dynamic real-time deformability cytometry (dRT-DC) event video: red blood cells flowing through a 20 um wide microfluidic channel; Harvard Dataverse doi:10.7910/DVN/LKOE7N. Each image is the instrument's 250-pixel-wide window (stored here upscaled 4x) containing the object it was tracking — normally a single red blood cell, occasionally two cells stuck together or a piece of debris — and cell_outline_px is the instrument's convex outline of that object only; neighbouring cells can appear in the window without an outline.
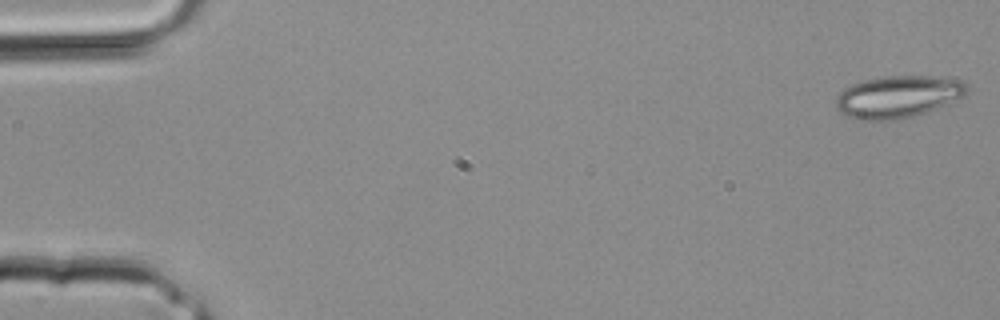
{"species": "common noctule bat (a hibernating species)", "species_latin": "Nyctalus noctula", "temperature_condition": "room temperature", "stored_images_in_passage": 3, "camera_frame_rate_fps": 3000, "um_per_image_px": 0.085, "animal": {"sex": "male", "body_mass_g": 20.4}, "frame": {"image": 1, "passage_image": 1, "time_ms": 0.0, "image_size_px": [1000, 320], "cell_outline_px": [[968, 92], [964, 96], [936, 108], [900, 120], [864, 120], [844, 116], [836, 108], [836, 96], [844, 88], [852, 84], [864, 80], [884, 76], [940, 76], [960, 80], [968, 84]], "centroid_in_image_um": [76.32, 8.21], "position_along_channel_um": 8.7, "area_um2": 32.31}}